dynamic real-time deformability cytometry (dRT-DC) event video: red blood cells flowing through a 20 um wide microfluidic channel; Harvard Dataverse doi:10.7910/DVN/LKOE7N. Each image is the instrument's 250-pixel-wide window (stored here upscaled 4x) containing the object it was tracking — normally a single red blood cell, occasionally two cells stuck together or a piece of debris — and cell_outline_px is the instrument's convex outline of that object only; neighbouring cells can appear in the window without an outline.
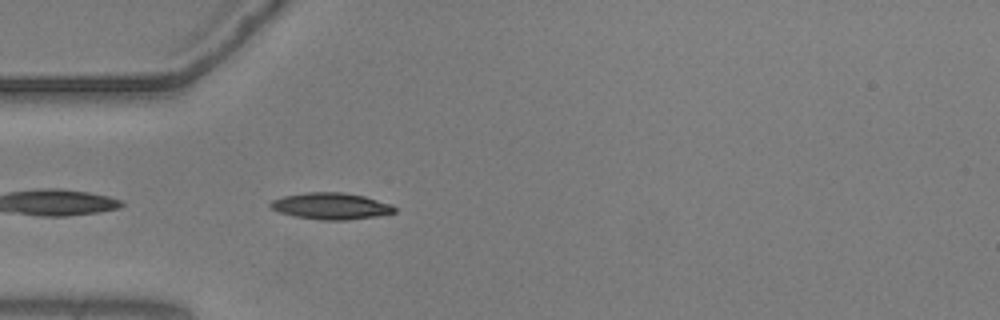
{"species": "common noctule bat (a hibernating species)", "species_latin": "Nyctalus noctula", "temperature_condition": "warm", "stored_images_in_passage": 41, "camera_frame_rate_fps": 3000, "um_per_image_px": 0.085, "animal": {"sex": "male", "body_mass_g": 20.5, "forearm_length_mm": 52.5}, "frame": {"image": 1, "passage_image": 2, "time_ms": 0.333, "image_size_px": [1000, 320], "cell_outline_px": [[396, 212], [376, 216], [348, 220], [324, 220], [296, 216], [280, 212], [272, 208], [268, 204], [272, 200], [284, 196], [304, 192], [344, 192], [364, 196], [392, 204], [396, 208]], "centroid_in_image_um": [28.16, 17.5], "position_along_channel_um": 56.8, "area_um2": 19.13}}
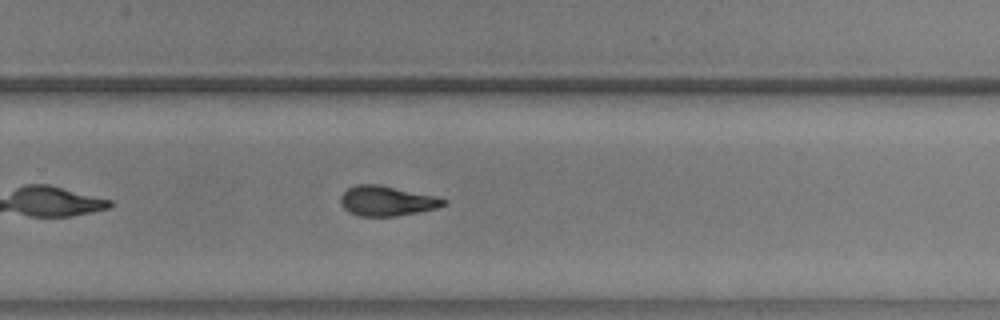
{"frame": {"image": 2, "passage_image": 22, "time_ms": 7.0, "image_size_px": [1000, 320], "cell_outline_px": [[448, 204], [436, 208], [420, 212], [396, 216], [360, 216], [348, 212], [340, 204], [340, 196], [348, 188], [356, 184], [380, 184], [436, 196], [448, 200]], "centroid_in_image_um": [32.89, 17.07], "position_along_channel_um": 296.9, "area_um2": 18.21}}
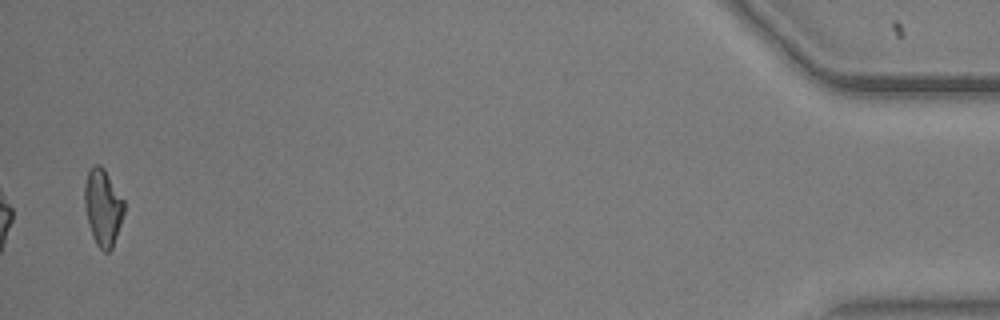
{"frame": {"image": 3, "passage_image": 40, "time_ms": 13.0, "image_size_px": [1000, 320], "cell_outline_px": [[124, 212], [112, 248], [108, 252], [104, 252], [96, 244], [92, 236], [88, 224], [84, 204], [84, 184], [88, 168], [92, 164], [100, 164], [104, 168], [124, 200]], "centroid_in_image_um": [8.72, 17.58], "position_along_channel_um": 426.5, "area_um2": 17.8}, "authors_computed_cell_mechanics": {"area_um2": 18.1492, "velocity_mm_per_s": 3.6576, "shape_relaxation_time_tau1_ms": 8.4027, "shape_relaxation_time_tau2_ms": 3.241, "deformation_change_tau1": 0.1888, "deformation_change_tau2": 0.1097}}